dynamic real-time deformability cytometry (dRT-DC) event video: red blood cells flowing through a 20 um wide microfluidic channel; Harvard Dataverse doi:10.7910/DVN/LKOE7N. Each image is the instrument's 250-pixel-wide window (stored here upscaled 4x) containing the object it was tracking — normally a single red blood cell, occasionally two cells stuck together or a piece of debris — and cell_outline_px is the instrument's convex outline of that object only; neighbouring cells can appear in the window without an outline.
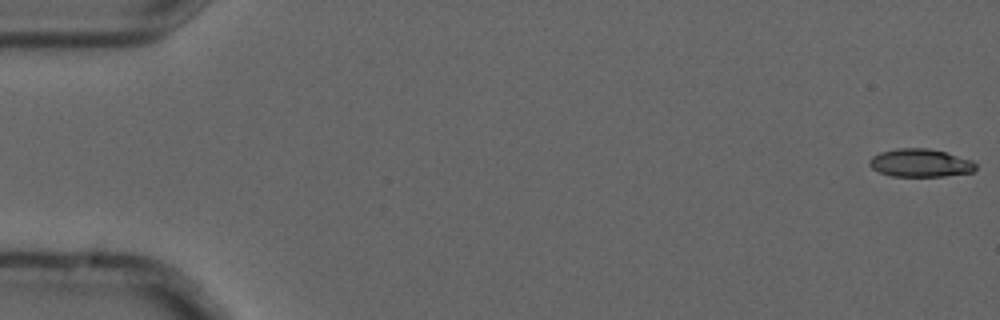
{"species": "common noctule bat (a hibernating species)", "species_latin": "Nyctalus noctula", "temperature_condition": "cold", "stored_images_in_passage": 7, "camera_frame_rate_fps": 3000, "um_per_image_px": 0.085, "animal": {"sex": "male", "forearm_length_mm": 52.5}, "frame": {"image": 1, "passage_image": 1, "time_ms": 0.0, "image_size_px": [1000, 320], "cell_outline_px": [[976, 168], [972, 172], [944, 176], [892, 176], [880, 172], [872, 168], [868, 164], [868, 160], [872, 156], [880, 152], [896, 148], [928, 148], [944, 152], [972, 160], [976, 164]], "centroid_in_image_um": [78.2, 13.84], "position_along_channel_um": 6.8, "area_um2": 17.34}}
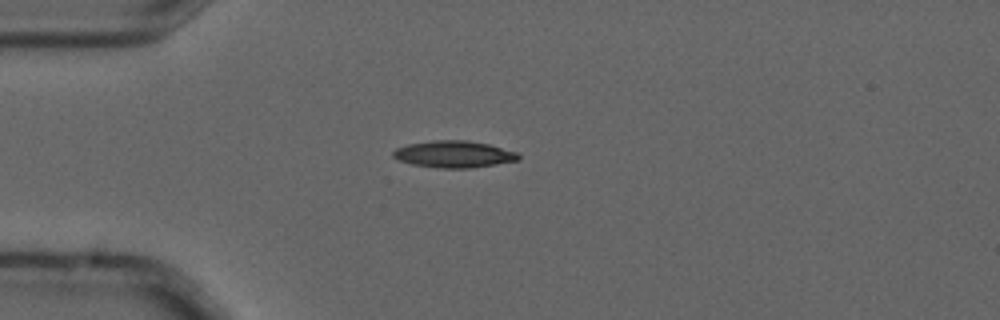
{"frame": {"image": 2, "passage_image": 5, "time_ms": 1.333, "image_size_px": [1000, 320], "cell_outline_px": [[520, 160], [472, 168], [436, 168], [412, 164], [400, 160], [392, 156], [392, 152], [396, 148], [408, 144], [436, 140], [468, 140], [488, 144], [516, 152], [520, 156]], "centroid_in_image_um": [38.58, 13.11], "position_along_channel_um": 46.4, "area_um2": 19.54}}
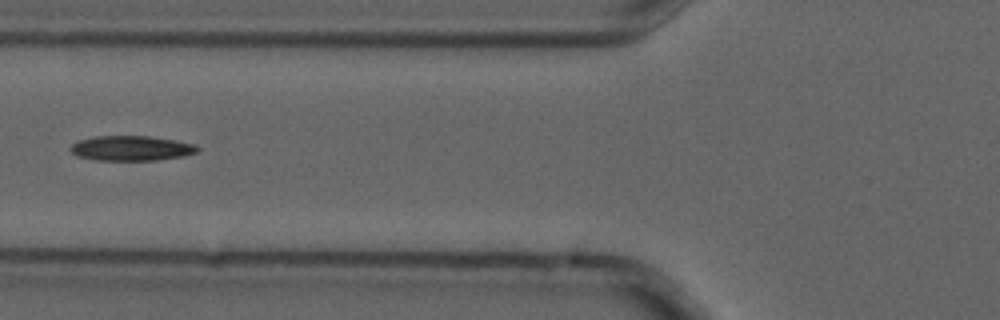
{"frame": {"image": 3, "passage_image": 7, "time_ms": 2.0, "image_size_px": [1000, 320], "cell_outline_px": [[200, 148], [196, 152], [184, 156], [156, 160], [96, 160], [76, 156], [68, 148], [76, 140], [96, 136], [148, 136], [176, 140], [196, 144]], "centroid_in_image_um": [11.14, 12.59], "position_along_channel_um": 114.7, "area_um2": 18.61}}